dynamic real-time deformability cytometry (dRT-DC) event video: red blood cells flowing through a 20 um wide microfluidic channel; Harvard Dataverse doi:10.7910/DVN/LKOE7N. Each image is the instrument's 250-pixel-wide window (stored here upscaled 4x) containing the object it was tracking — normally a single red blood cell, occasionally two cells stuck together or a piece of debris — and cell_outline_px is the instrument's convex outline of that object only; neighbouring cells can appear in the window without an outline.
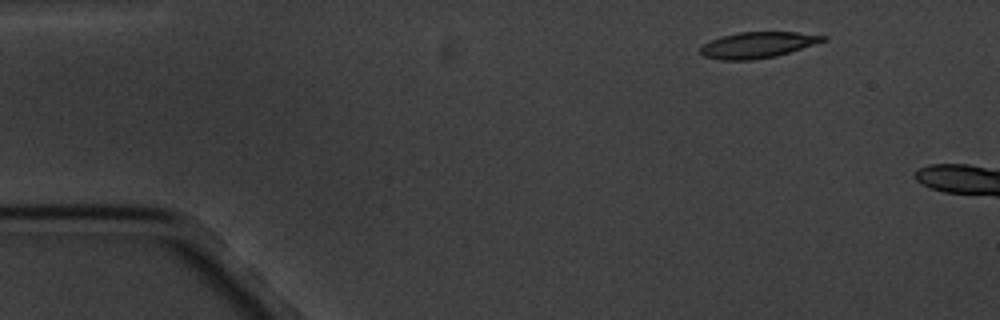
{"species": "common noctule bat (a hibernating species)", "species_latin": "Nyctalus noctula", "temperature_condition": "cold", "stored_images_in_passage": 4, "camera_frame_rate_fps": 3000, "um_per_image_px": 0.085, "animal": {"sex": "male", "body_mass_g": 20.1, "forearm_length_mm": 53.5}, "frame": {"image": 1, "passage_image": 2, "time_ms": 1.333, "image_size_px": [1000, 320], "cell_outline_px": [[828, 40], [776, 56], [752, 60], [720, 60], [704, 56], [700, 52], [700, 48], [704, 44], [720, 36], [740, 32], [796, 32], [828, 36]], "centroid_in_image_um": [64.41, 3.82], "position_along_channel_um": 20.6, "area_um2": 18.55}}